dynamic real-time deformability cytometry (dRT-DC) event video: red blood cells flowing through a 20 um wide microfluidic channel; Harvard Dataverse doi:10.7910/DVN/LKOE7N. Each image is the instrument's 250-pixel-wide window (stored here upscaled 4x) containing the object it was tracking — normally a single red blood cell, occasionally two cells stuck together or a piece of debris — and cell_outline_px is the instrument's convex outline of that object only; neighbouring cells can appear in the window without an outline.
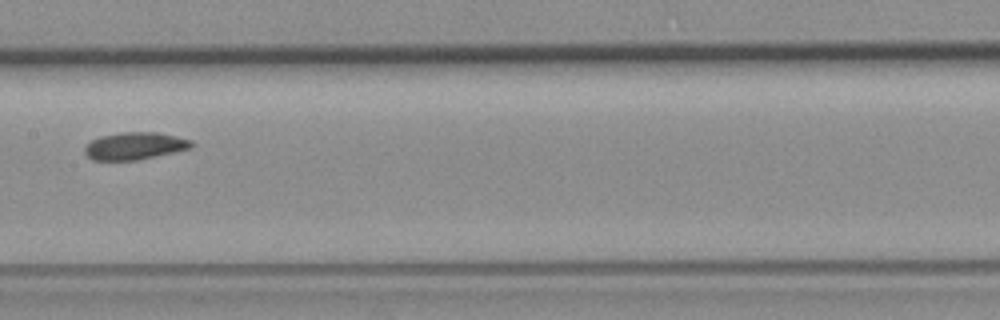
{"species": "common noctule bat (a hibernating species)", "species_latin": "Nyctalus noctula", "temperature_condition": "room temperature", "stored_images_in_passage": 8, "camera_frame_rate_fps": 3000, "um_per_image_px": 0.085, "animal": {"sex": "female", "body_mass_g": 19.3, "forearm_length_mm": 54.1}, "frame": {"image": 1, "passage_image": 8, "time_ms": 8.667, "image_size_px": [1000, 320], "cell_outline_px": [[192, 148], [156, 156], [136, 160], [92, 160], [84, 152], [84, 148], [92, 140], [100, 136], [124, 132], [156, 132], [176, 136], [192, 140]], "centroid_in_image_um": [11.46, 12.4], "position_along_channel_um": 195.9, "area_um2": 16.88}}